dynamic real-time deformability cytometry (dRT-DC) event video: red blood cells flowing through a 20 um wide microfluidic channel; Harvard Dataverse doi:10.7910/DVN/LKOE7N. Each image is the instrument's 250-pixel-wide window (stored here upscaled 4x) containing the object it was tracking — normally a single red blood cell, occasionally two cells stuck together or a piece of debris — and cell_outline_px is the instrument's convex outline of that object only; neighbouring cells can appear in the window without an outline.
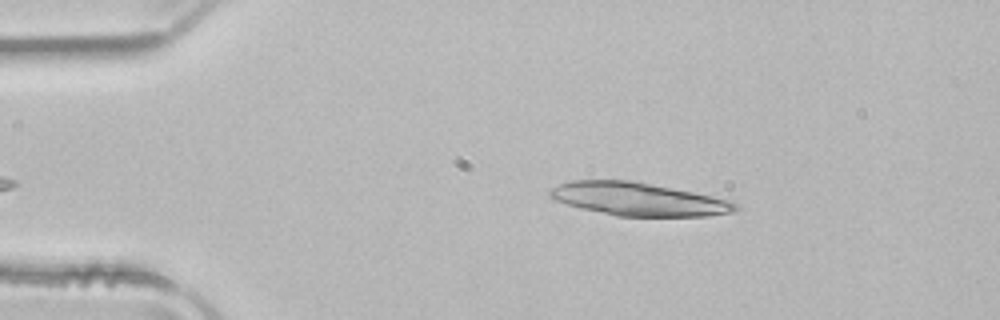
{"species": "common noctule bat (a hibernating species)", "species_latin": "Nyctalus noctula", "temperature_condition": "room temperature", "stored_images_in_passage": 37, "segment_of_instrument_passage": [1, 2], "camera_frame_rate_fps": 3000, "um_per_image_px": 0.085, "animal": {"sex": "male", "body_mass_g": 21.5, "forearm_length_mm": 52.0}, "frame": {"image": 1, "passage_image": 3, "time_ms": 0.667, "image_size_px": [1000, 320], "cell_outline_px": [[740, 208], [732, 212], [708, 216], [616, 216], [580, 208], [556, 200], [548, 196], [548, 188], [572, 180], [628, 180], [692, 192], [732, 200]], "centroid_in_image_um": [54.23, 16.93], "position_along_channel_um": 30.8, "area_um2": 35.6}}